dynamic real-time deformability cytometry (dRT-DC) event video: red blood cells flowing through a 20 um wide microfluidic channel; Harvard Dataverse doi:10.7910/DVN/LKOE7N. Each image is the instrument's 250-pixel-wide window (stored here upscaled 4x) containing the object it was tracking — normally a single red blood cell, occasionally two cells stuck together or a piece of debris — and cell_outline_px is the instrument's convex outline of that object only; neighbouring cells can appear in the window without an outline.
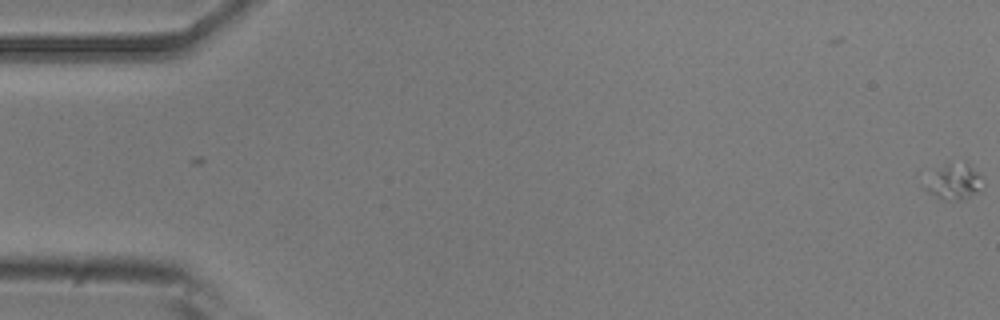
{"species": "common noctule bat (a hibernating species)", "species_latin": "Nyctalus noctula", "temperature_condition": "room temperature", "stored_images_in_passage": 54, "camera_frame_rate_fps": 3000, "um_per_image_px": 0.085, "animal": {"sex": "male", "body_mass_g": 20.5, "forearm_length_mm": 52.5}, "frame": {"image": 1, "passage_image": 1, "time_ms": 0.0, "image_size_px": [1000, 320], "cell_outline_px": [[976, 192], [964, 200], [940, 200], [924, 188], [936, 172], [948, 164], [964, 160], [976, 172]], "centroid_in_image_um": [81.04, 15.48], "position_along_channel_um": 4.0, "area_um2": 10.81}}
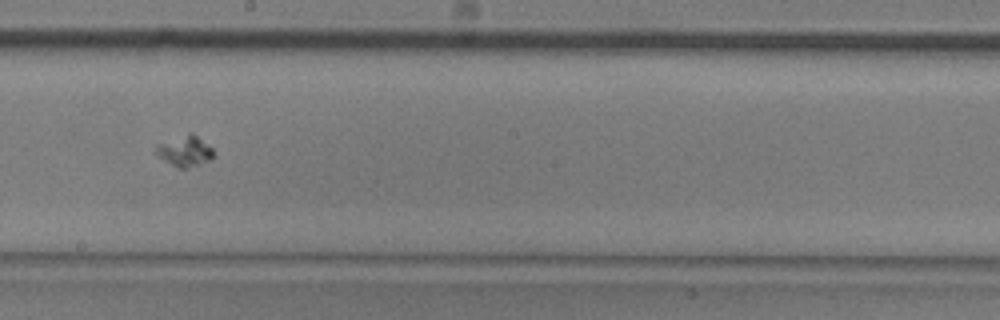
{"frame": {"image": 2, "passage_image": 31, "time_ms": 10.0, "image_size_px": [1000, 320], "cell_outline_px": [[216, 152], [208, 160], [184, 168], [180, 168], [164, 160], [152, 152], [156, 144], [188, 132], [192, 132], [212, 148]], "centroid_in_image_um": [15.65, 12.79], "position_along_channel_um": 232.5, "area_um2": 10.23}}